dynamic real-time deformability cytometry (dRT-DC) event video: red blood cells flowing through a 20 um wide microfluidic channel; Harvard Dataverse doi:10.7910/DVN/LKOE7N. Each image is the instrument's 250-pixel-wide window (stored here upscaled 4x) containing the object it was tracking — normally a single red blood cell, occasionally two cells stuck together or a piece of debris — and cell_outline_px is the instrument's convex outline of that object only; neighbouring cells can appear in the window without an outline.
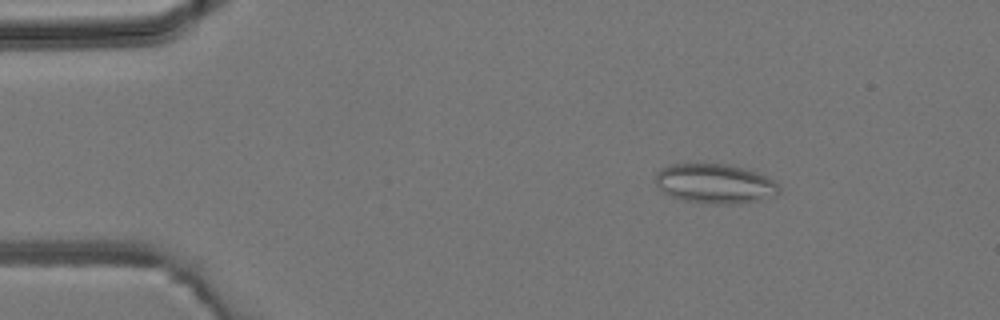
{"species": "common noctule bat (a hibernating species)", "species_latin": "Nyctalus noctula", "temperature_condition": "room temperature", "stored_images_in_passage": 44, "camera_frame_rate_fps": 3000, "um_per_image_px": 0.085, "animal": {"sex": "male", "body_mass_g": 19.2, "forearm_length_mm": 51.8}, "frame": {"image": 1, "passage_image": 6, "time_ms": 1.667, "image_size_px": [1000, 320], "cell_outline_px": [[780, 192], [776, 196], [760, 200], [740, 204], [704, 204], [684, 200], [672, 196], [664, 192], [656, 184], [656, 172], [660, 168], [672, 164], [728, 164], [744, 168], [764, 176], [772, 180], [780, 188]], "centroid_in_image_um": [60.77, 15.63], "position_along_channel_um": 24.2, "area_um2": 28.55}}
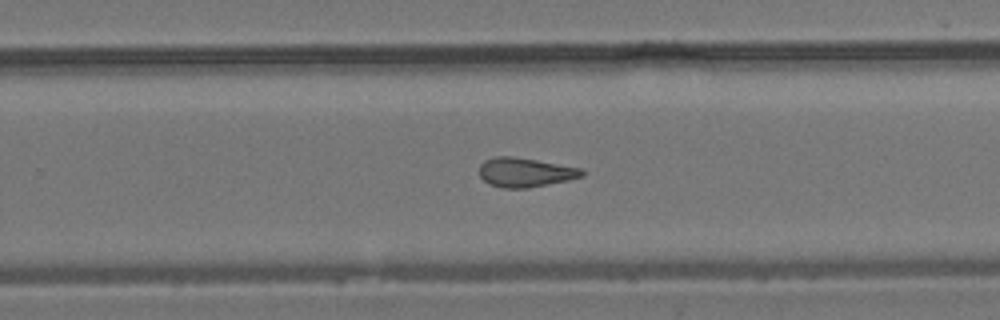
{"frame": {"image": 2, "passage_image": 28, "time_ms": 9.0, "image_size_px": [1000, 320], "cell_outline_px": [[584, 176], [568, 180], [528, 188], [504, 188], [488, 184], [480, 176], [480, 164], [484, 160], [496, 156], [512, 156], [536, 160], [580, 168], [584, 172]], "centroid_in_image_um": [44.61, 14.65], "position_along_channel_um": 285.2, "area_um2": 17.4}}
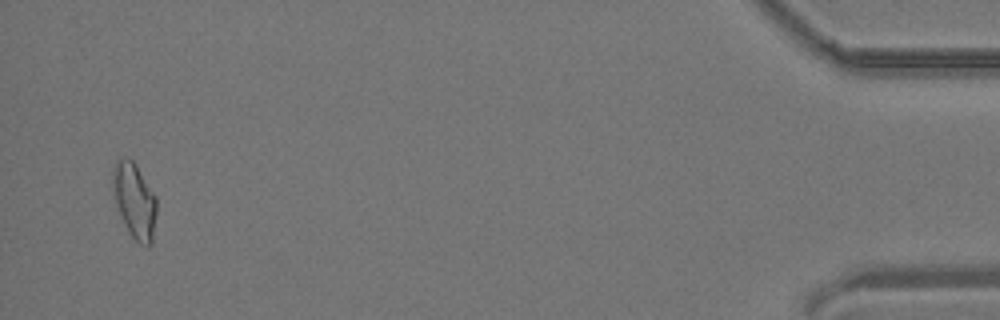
{"frame": {"image": 3, "passage_image": 43, "time_ms": 14.0, "image_size_px": [1000, 320], "cell_outline_px": [[156, 212], [152, 244], [148, 248], [140, 244], [128, 232], [116, 204], [112, 188], [112, 168], [116, 160], [132, 160], [136, 164], [156, 196]], "centroid_in_image_um": [11.44, 17.08], "position_along_channel_um": 423.8, "area_um2": 19.19}}